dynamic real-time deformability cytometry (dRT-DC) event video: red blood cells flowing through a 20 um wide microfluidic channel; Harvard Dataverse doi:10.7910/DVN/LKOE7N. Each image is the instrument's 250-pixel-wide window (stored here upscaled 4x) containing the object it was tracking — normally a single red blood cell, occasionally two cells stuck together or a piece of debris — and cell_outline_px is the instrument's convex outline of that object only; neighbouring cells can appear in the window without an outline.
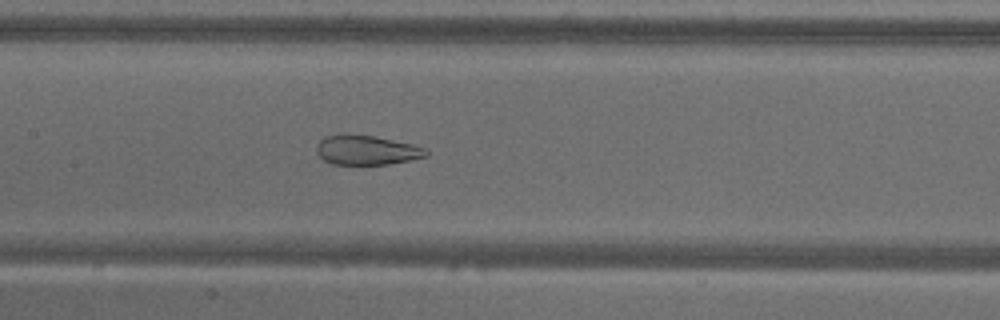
{"species": "common noctule bat (a hibernating species)", "species_latin": "Nyctalus noctula", "temperature_condition": "warm", "stored_images_in_passage": 54, "camera_frame_rate_fps": 3000, "um_per_image_px": 0.085, "animal": {"sex": "male", "body_mass_g": 18.8}, "frame": {"image": 1, "passage_image": 26, "time_ms": 8.333, "image_size_px": [1000, 320], "cell_outline_px": [[428, 156], [388, 164], [332, 164], [324, 160], [316, 152], [316, 144], [324, 136], [340, 132], [344, 132], [376, 136], [412, 144], [428, 148]], "centroid_in_image_um": [31.12, 12.72], "position_along_channel_um": 176.3, "area_um2": 19.31}}
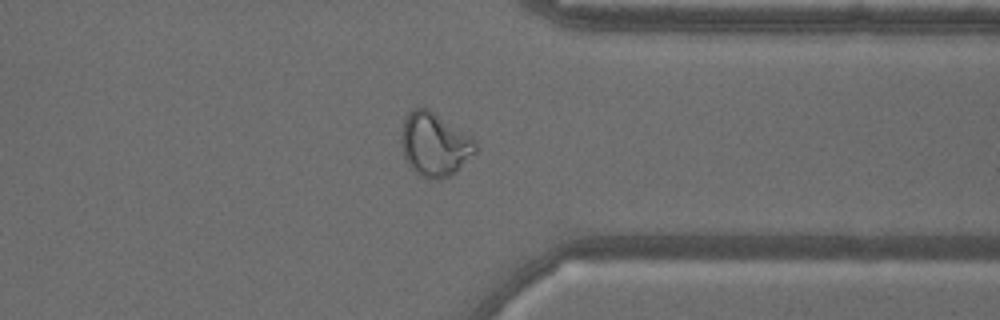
{"frame": {"image": 2, "passage_image": 42, "time_ms": 13.667, "image_size_px": [1000, 320], "cell_outline_px": [[476, 152], [452, 176], [440, 180], [428, 180], [416, 172], [408, 164], [404, 156], [400, 140], [400, 128], [408, 112], [412, 108], [428, 108], [476, 140]], "centroid_in_image_um": [36.92, 12.29], "position_along_channel_um": 374.5, "area_um2": 27.74}}
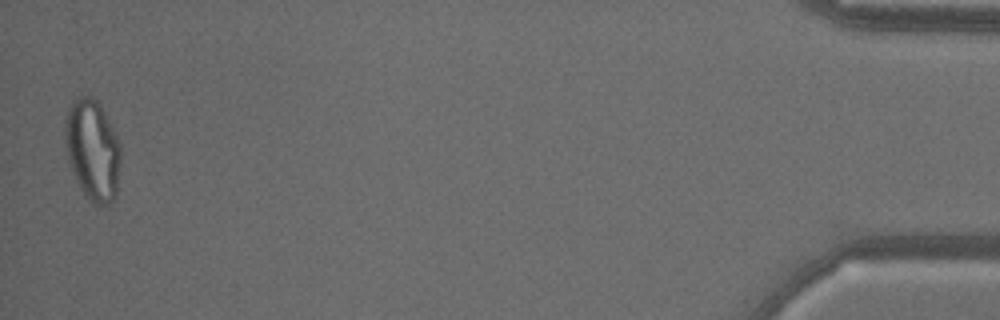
{"frame": {"image": 3, "passage_image": 53, "time_ms": 17.333, "image_size_px": [1000, 320], "cell_outline_px": [[120, 164], [116, 196], [108, 204], [92, 204], [84, 196], [68, 164], [64, 144], [64, 120], [68, 108], [80, 96], [92, 96], [100, 104], [116, 132], [120, 144]], "centroid_in_image_um": [7.85, 12.75], "position_along_channel_um": 427.4, "area_um2": 33.29}, "authors_computed_cell_mechanics": {"area_um2": 28.322, "velocity_mm_per_s": 3.789, "shape_relaxation_time_tau1_ms": null, "shape_relaxation_time_tau2_ms": 1.0199, "deformation_change_tau1": null, "deformation_change_tau2": 0.089}}